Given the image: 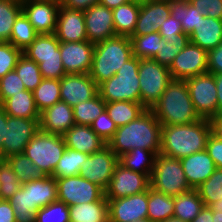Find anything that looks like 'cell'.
Instances as JSON below:
<instances>
[{"instance_id": "e575fe53", "label": "cell", "mask_w": 222, "mask_h": 222, "mask_svg": "<svg viewBox=\"0 0 222 222\" xmlns=\"http://www.w3.org/2000/svg\"><path fill=\"white\" fill-rule=\"evenodd\" d=\"M146 108L137 102L114 101L106 103V111L117 127L135 120Z\"/></svg>"}, {"instance_id": "5b68a950", "label": "cell", "mask_w": 222, "mask_h": 222, "mask_svg": "<svg viewBox=\"0 0 222 222\" xmlns=\"http://www.w3.org/2000/svg\"><path fill=\"white\" fill-rule=\"evenodd\" d=\"M139 59L133 56L114 76L98 85V94L106 102L129 101L141 103Z\"/></svg>"}, {"instance_id": "60d3db41", "label": "cell", "mask_w": 222, "mask_h": 222, "mask_svg": "<svg viewBox=\"0 0 222 222\" xmlns=\"http://www.w3.org/2000/svg\"><path fill=\"white\" fill-rule=\"evenodd\" d=\"M38 33L21 12L15 20L9 42L22 52L35 40Z\"/></svg>"}, {"instance_id": "b9f144b4", "label": "cell", "mask_w": 222, "mask_h": 222, "mask_svg": "<svg viewBox=\"0 0 222 222\" xmlns=\"http://www.w3.org/2000/svg\"><path fill=\"white\" fill-rule=\"evenodd\" d=\"M190 43L189 35L182 33L177 37L162 39L160 51L154 56L153 60L166 67H170L174 58Z\"/></svg>"}, {"instance_id": "be15d7a7", "label": "cell", "mask_w": 222, "mask_h": 222, "mask_svg": "<svg viewBox=\"0 0 222 222\" xmlns=\"http://www.w3.org/2000/svg\"><path fill=\"white\" fill-rule=\"evenodd\" d=\"M216 82L217 101H218V115L222 110V73L213 74Z\"/></svg>"}, {"instance_id": "c3c4849f", "label": "cell", "mask_w": 222, "mask_h": 222, "mask_svg": "<svg viewBox=\"0 0 222 222\" xmlns=\"http://www.w3.org/2000/svg\"><path fill=\"white\" fill-rule=\"evenodd\" d=\"M1 200H8L20 190L22 184L6 160L0 162Z\"/></svg>"}, {"instance_id": "ba28073f", "label": "cell", "mask_w": 222, "mask_h": 222, "mask_svg": "<svg viewBox=\"0 0 222 222\" xmlns=\"http://www.w3.org/2000/svg\"><path fill=\"white\" fill-rule=\"evenodd\" d=\"M139 86L141 104L150 109L162 96L172 80L168 67L153 59H139Z\"/></svg>"}, {"instance_id": "91938a15", "label": "cell", "mask_w": 222, "mask_h": 222, "mask_svg": "<svg viewBox=\"0 0 222 222\" xmlns=\"http://www.w3.org/2000/svg\"><path fill=\"white\" fill-rule=\"evenodd\" d=\"M0 222H16L14 209L8 200H0Z\"/></svg>"}, {"instance_id": "836d02e7", "label": "cell", "mask_w": 222, "mask_h": 222, "mask_svg": "<svg viewBox=\"0 0 222 222\" xmlns=\"http://www.w3.org/2000/svg\"><path fill=\"white\" fill-rule=\"evenodd\" d=\"M59 44L55 33L38 34L22 54L27 58L61 57Z\"/></svg>"}, {"instance_id": "ab89813d", "label": "cell", "mask_w": 222, "mask_h": 222, "mask_svg": "<svg viewBox=\"0 0 222 222\" xmlns=\"http://www.w3.org/2000/svg\"><path fill=\"white\" fill-rule=\"evenodd\" d=\"M106 110V102L97 94L92 99L73 107L75 124L88 125Z\"/></svg>"}, {"instance_id": "8c879c8a", "label": "cell", "mask_w": 222, "mask_h": 222, "mask_svg": "<svg viewBox=\"0 0 222 222\" xmlns=\"http://www.w3.org/2000/svg\"><path fill=\"white\" fill-rule=\"evenodd\" d=\"M133 222H151V221L148 218H146V219L136 220V221H133Z\"/></svg>"}, {"instance_id": "bcb514c9", "label": "cell", "mask_w": 222, "mask_h": 222, "mask_svg": "<svg viewBox=\"0 0 222 222\" xmlns=\"http://www.w3.org/2000/svg\"><path fill=\"white\" fill-rule=\"evenodd\" d=\"M8 201L14 209L16 222H35L36 213L31 211L29 189L22 185Z\"/></svg>"}, {"instance_id": "9a60e30c", "label": "cell", "mask_w": 222, "mask_h": 222, "mask_svg": "<svg viewBox=\"0 0 222 222\" xmlns=\"http://www.w3.org/2000/svg\"><path fill=\"white\" fill-rule=\"evenodd\" d=\"M22 12L38 34L55 33L59 0H21Z\"/></svg>"}, {"instance_id": "2e32d148", "label": "cell", "mask_w": 222, "mask_h": 222, "mask_svg": "<svg viewBox=\"0 0 222 222\" xmlns=\"http://www.w3.org/2000/svg\"><path fill=\"white\" fill-rule=\"evenodd\" d=\"M98 94V85L87 74H66L60 79L61 101L72 108Z\"/></svg>"}, {"instance_id": "94428289", "label": "cell", "mask_w": 222, "mask_h": 222, "mask_svg": "<svg viewBox=\"0 0 222 222\" xmlns=\"http://www.w3.org/2000/svg\"><path fill=\"white\" fill-rule=\"evenodd\" d=\"M212 134L222 140V117L217 115L210 120Z\"/></svg>"}, {"instance_id": "5bb4252c", "label": "cell", "mask_w": 222, "mask_h": 222, "mask_svg": "<svg viewBox=\"0 0 222 222\" xmlns=\"http://www.w3.org/2000/svg\"><path fill=\"white\" fill-rule=\"evenodd\" d=\"M172 79L185 80L208 72V51L189 43L168 68Z\"/></svg>"}, {"instance_id": "f546056e", "label": "cell", "mask_w": 222, "mask_h": 222, "mask_svg": "<svg viewBox=\"0 0 222 222\" xmlns=\"http://www.w3.org/2000/svg\"><path fill=\"white\" fill-rule=\"evenodd\" d=\"M174 213V197L159 192L152 187L148 188L147 218L151 222H162L171 218Z\"/></svg>"}, {"instance_id": "d4e9b609", "label": "cell", "mask_w": 222, "mask_h": 222, "mask_svg": "<svg viewBox=\"0 0 222 222\" xmlns=\"http://www.w3.org/2000/svg\"><path fill=\"white\" fill-rule=\"evenodd\" d=\"M29 189L31 211L37 213L39 209L57 201V183L53 176H43L22 184Z\"/></svg>"}, {"instance_id": "a7ac6f4b", "label": "cell", "mask_w": 222, "mask_h": 222, "mask_svg": "<svg viewBox=\"0 0 222 222\" xmlns=\"http://www.w3.org/2000/svg\"><path fill=\"white\" fill-rule=\"evenodd\" d=\"M213 222H222V212L213 211Z\"/></svg>"}, {"instance_id": "03108f58", "label": "cell", "mask_w": 222, "mask_h": 222, "mask_svg": "<svg viewBox=\"0 0 222 222\" xmlns=\"http://www.w3.org/2000/svg\"><path fill=\"white\" fill-rule=\"evenodd\" d=\"M130 2V0H100L99 4L108 7L109 9H114L120 6L121 4H125Z\"/></svg>"}, {"instance_id": "89a4df30", "label": "cell", "mask_w": 222, "mask_h": 222, "mask_svg": "<svg viewBox=\"0 0 222 222\" xmlns=\"http://www.w3.org/2000/svg\"><path fill=\"white\" fill-rule=\"evenodd\" d=\"M162 222H185V221L180 218L172 216L171 218H168Z\"/></svg>"}, {"instance_id": "e0dca14e", "label": "cell", "mask_w": 222, "mask_h": 222, "mask_svg": "<svg viewBox=\"0 0 222 222\" xmlns=\"http://www.w3.org/2000/svg\"><path fill=\"white\" fill-rule=\"evenodd\" d=\"M109 206V222H133L147 218L148 190L139 194L107 199Z\"/></svg>"}, {"instance_id": "681fc988", "label": "cell", "mask_w": 222, "mask_h": 222, "mask_svg": "<svg viewBox=\"0 0 222 222\" xmlns=\"http://www.w3.org/2000/svg\"><path fill=\"white\" fill-rule=\"evenodd\" d=\"M22 51L10 42H0V79L16 67Z\"/></svg>"}, {"instance_id": "4316f807", "label": "cell", "mask_w": 222, "mask_h": 222, "mask_svg": "<svg viewBox=\"0 0 222 222\" xmlns=\"http://www.w3.org/2000/svg\"><path fill=\"white\" fill-rule=\"evenodd\" d=\"M70 222H109L105 195L98 201L69 206Z\"/></svg>"}, {"instance_id": "1f68e13d", "label": "cell", "mask_w": 222, "mask_h": 222, "mask_svg": "<svg viewBox=\"0 0 222 222\" xmlns=\"http://www.w3.org/2000/svg\"><path fill=\"white\" fill-rule=\"evenodd\" d=\"M156 154L140 148L133 149L118 157V163L126 169L151 175L154 168Z\"/></svg>"}, {"instance_id": "2644e50d", "label": "cell", "mask_w": 222, "mask_h": 222, "mask_svg": "<svg viewBox=\"0 0 222 222\" xmlns=\"http://www.w3.org/2000/svg\"><path fill=\"white\" fill-rule=\"evenodd\" d=\"M132 2H136L138 4H144V3H148L150 1H154V0H130Z\"/></svg>"}, {"instance_id": "9c48e42d", "label": "cell", "mask_w": 222, "mask_h": 222, "mask_svg": "<svg viewBox=\"0 0 222 222\" xmlns=\"http://www.w3.org/2000/svg\"><path fill=\"white\" fill-rule=\"evenodd\" d=\"M196 113L210 120L218 115L217 90L214 75L206 72L185 79Z\"/></svg>"}, {"instance_id": "7dc6e473", "label": "cell", "mask_w": 222, "mask_h": 222, "mask_svg": "<svg viewBox=\"0 0 222 222\" xmlns=\"http://www.w3.org/2000/svg\"><path fill=\"white\" fill-rule=\"evenodd\" d=\"M35 222H70L69 206L54 201L37 211Z\"/></svg>"}, {"instance_id": "f5cc1de1", "label": "cell", "mask_w": 222, "mask_h": 222, "mask_svg": "<svg viewBox=\"0 0 222 222\" xmlns=\"http://www.w3.org/2000/svg\"><path fill=\"white\" fill-rule=\"evenodd\" d=\"M91 129L106 143L113 137L117 126L109 117L107 111H103L90 125Z\"/></svg>"}, {"instance_id": "753ad0ef", "label": "cell", "mask_w": 222, "mask_h": 222, "mask_svg": "<svg viewBox=\"0 0 222 222\" xmlns=\"http://www.w3.org/2000/svg\"><path fill=\"white\" fill-rule=\"evenodd\" d=\"M0 200H1V181H0Z\"/></svg>"}, {"instance_id": "f1b7e54d", "label": "cell", "mask_w": 222, "mask_h": 222, "mask_svg": "<svg viewBox=\"0 0 222 222\" xmlns=\"http://www.w3.org/2000/svg\"><path fill=\"white\" fill-rule=\"evenodd\" d=\"M141 4L128 2L112 9L117 36L131 37L135 31Z\"/></svg>"}, {"instance_id": "52a82bcc", "label": "cell", "mask_w": 222, "mask_h": 222, "mask_svg": "<svg viewBox=\"0 0 222 222\" xmlns=\"http://www.w3.org/2000/svg\"><path fill=\"white\" fill-rule=\"evenodd\" d=\"M150 187L172 197L192 190L184 174L180 159L161 153L155 157Z\"/></svg>"}, {"instance_id": "30bf717a", "label": "cell", "mask_w": 222, "mask_h": 222, "mask_svg": "<svg viewBox=\"0 0 222 222\" xmlns=\"http://www.w3.org/2000/svg\"><path fill=\"white\" fill-rule=\"evenodd\" d=\"M39 122L40 119L7 116L5 137L3 138V145L0 150L2 160L24 152L27 144L40 130Z\"/></svg>"}, {"instance_id": "277c9868", "label": "cell", "mask_w": 222, "mask_h": 222, "mask_svg": "<svg viewBox=\"0 0 222 222\" xmlns=\"http://www.w3.org/2000/svg\"><path fill=\"white\" fill-rule=\"evenodd\" d=\"M133 57L130 37L115 36L95 44L90 77L97 85L110 79Z\"/></svg>"}, {"instance_id": "6f0895ef", "label": "cell", "mask_w": 222, "mask_h": 222, "mask_svg": "<svg viewBox=\"0 0 222 222\" xmlns=\"http://www.w3.org/2000/svg\"><path fill=\"white\" fill-rule=\"evenodd\" d=\"M208 72L222 73V42L216 48L208 51Z\"/></svg>"}, {"instance_id": "7bdbcfd3", "label": "cell", "mask_w": 222, "mask_h": 222, "mask_svg": "<svg viewBox=\"0 0 222 222\" xmlns=\"http://www.w3.org/2000/svg\"><path fill=\"white\" fill-rule=\"evenodd\" d=\"M5 160L12 167L21 184L40 179L44 176L24 153L9 156Z\"/></svg>"}, {"instance_id": "8992f818", "label": "cell", "mask_w": 222, "mask_h": 222, "mask_svg": "<svg viewBox=\"0 0 222 222\" xmlns=\"http://www.w3.org/2000/svg\"><path fill=\"white\" fill-rule=\"evenodd\" d=\"M65 150L63 136L39 130L27 144L23 153L44 176H52Z\"/></svg>"}, {"instance_id": "8fae6325", "label": "cell", "mask_w": 222, "mask_h": 222, "mask_svg": "<svg viewBox=\"0 0 222 222\" xmlns=\"http://www.w3.org/2000/svg\"><path fill=\"white\" fill-rule=\"evenodd\" d=\"M58 201L68 206L100 200L105 191L80 175L67 178H55Z\"/></svg>"}, {"instance_id": "11a10c76", "label": "cell", "mask_w": 222, "mask_h": 222, "mask_svg": "<svg viewBox=\"0 0 222 222\" xmlns=\"http://www.w3.org/2000/svg\"><path fill=\"white\" fill-rule=\"evenodd\" d=\"M159 33L164 40H169V38L177 37V34H182L184 32L181 22L170 15L168 19L161 25Z\"/></svg>"}, {"instance_id": "484cf974", "label": "cell", "mask_w": 222, "mask_h": 222, "mask_svg": "<svg viewBox=\"0 0 222 222\" xmlns=\"http://www.w3.org/2000/svg\"><path fill=\"white\" fill-rule=\"evenodd\" d=\"M189 37L191 43L206 51L216 48L222 42V20L209 16L200 18Z\"/></svg>"}, {"instance_id": "f35d334b", "label": "cell", "mask_w": 222, "mask_h": 222, "mask_svg": "<svg viewBox=\"0 0 222 222\" xmlns=\"http://www.w3.org/2000/svg\"><path fill=\"white\" fill-rule=\"evenodd\" d=\"M21 12V0H0V42H9L15 20Z\"/></svg>"}, {"instance_id": "44dd1931", "label": "cell", "mask_w": 222, "mask_h": 222, "mask_svg": "<svg viewBox=\"0 0 222 222\" xmlns=\"http://www.w3.org/2000/svg\"><path fill=\"white\" fill-rule=\"evenodd\" d=\"M170 15L169 1L154 0L141 4L136 28L132 36L159 32L161 25Z\"/></svg>"}, {"instance_id": "603a6c76", "label": "cell", "mask_w": 222, "mask_h": 222, "mask_svg": "<svg viewBox=\"0 0 222 222\" xmlns=\"http://www.w3.org/2000/svg\"><path fill=\"white\" fill-rule=\"evenodd\" d=\"M186 179L192 189H196L217 169L207 150L193 153L180 159Z\"/></svg>"}, {"instance_id": "e7e4bbea", "label": "cell", "mask_w": 222, "mask_h": 222, "mask_svg": "<svg viewBox=\"0 0 222 222\" xmlns=\"http://www.w3.org/2000/svg\"><path fill=\"white\" fill-rule=\"evenodd\" d=\"M7 116L8 114L0 106V150L2 149L3 138L5 137V126L7 124Z\"/></svg>"}, {"instance_id": "cb8c5ba5", "label": "cell", "mask_w": 222, "mask_h": 222, "mask_svg": "<svg viewBox=\"0 0 222 222\" xmlns=\"http://www.w3.org/2000/svg\"><path fill=\"white\" fill-rule=\"evenodd\" d=\"M66 148H70L86 154L100 151L107 143L102 140L88 125L74 124L63 135Z\"/></svg>"}, {"instance_id": "4fadbf2b", "label": "cell", "mask_w": 222, "mask_h": 222, "mask_svg": "<svg viewBox=\"0 0 222 222\" xmlns=\"http://www.w3.org/2000/svg\"><path fill=\"white\" fill-rule=\"evenodd\" d=\"M150 177L126 169L118 163L105 190V198L118 199L145 192L150 187Z\"/></svg>"}, {"instance_id": "680465c9", "label": "cell", "mask_w": 222, "mask_h": 222, "mask_svg": "<svg viewBox=\"0 0 222 222\" xmlns=\"http://www.w3.org/2000/svg\"><path fill=\"white\" fill-rule=\"evenodd\" d=\"M60 5L77 11H85L93 5L99 4L100 0H59Z\"/></svg>"}, {"instance_id": "83f0119b", "label": "cell", "mask_w": 222, "mask_h": 222, "mask_svg": "<svg viewBox=\"0 0 222 222\" xmlns=\"http://www.w3.org/2000/svg\"><path fill=\"white\" fill-rule=\"evenodd\" d=\"M0 106L12 117L40 119V112L36 108L33 92L28 90L14 94L12 97L6 99Z\"/></svg>"}, {"instance_id": "f907efd6", "label": "cell", "mask_w": 222, "mask_h": 222, "mask_svg": "<svg viewBox=\"0 0 222 222\" xmlns=\"http://www.w3.org/2000/svg\"><path fill=\"white\" fill-rule=\"evenodd\" d=\"M38 64L43 78L61 79L66 75L61 57L28 58Z\"/></svg>"}, {"instance_id": "7a4b0ae2", "label": "cell", "mask_w": 222, "mask_h": 222, "mask_svg": "<svg viewBox=\"0 0 222 222\" xmlns=\"http://www.w3.org/2000/svg\"><path fill=\"white\" fill-rule=\"evenodd\" d=\"M208 119L182 125H162L160 153L181 159L206 149L211 135Z\"/></svg>"}, {"instance_id": "8d00e7d4", "label": "cell", "mask_w": 222, "mask_h": 222, "mask_svg": "<svg viewBox=\"0 0 222 222\" xmlns=\"http://www.w3.org/2000/svg\"><path fill=\"white\" fill-rule=\"evenodd\" d=\"M89 154L66 148L53 172L55 178H67L80 175L82 163L87 160Z\"/></svg>"}, {"instance_id": "3957f363", "label": "cell", "mask_w": 222, "mask_h": 222, "mask_svg": "<svg viewBox=\"0 0 222 222\" xmlns=\"http://www.w3.org/2000/svg\"><path fill=\"white\" fill-rule=\"evenodd\" d=\"M161 125H182L201 118L196 113L185 80L172 79L150 108Z\"/></svg>"}, {"instance_id": "d590c367", "label": "cell", "mask_w": 222, "mask_h": 222, "mask_svg": "<svg viewBox=\"0 0 222 222\" xmlns=\"http://www.w3.org/2000/svg\"><path fill=\"white\" fill-rule=\"evenodd\" d=\"M33 96L36 108L40 113L55 103L60 102V79L43 78L33 91Z\"/></svg>"}, {"instance_id": "ee69618b", "label": "cell", "mask_w": 222, "mask_h": 222, "mask_svg": "<svg viewBox=\"0 0 222 222\" xmlns=\"http://www.w3.org/2000/svg\"><path fill=\"white\" fill-rule=\"evenodd\" d=\"M14 70L24 83L26 90L31 92L35 90L43 79L38 64L23 54L17 60Z\"/></svg>"}, {"instance_id": "6da1fadb", "label": "cell", "mask_w": 222, "mask_h": 222, "mask_svg": "<svg viewBox=\"0 0 222 222\" xmlns=\"http://www.w3.org/2000/svg\"><path fill=\"white\" fill-rule=\"evenodd\" d=\"M161 128L151 109H146L130 123L117 127L107 146L119 157L133 149L140 148L154 152L161 149Z\"/></svg>"}, {"instance_id": "9f6ffc18", "label": "cell", "mask_w": 222, "mask_h": 222, "mask_svg": "<svg viewBox=\"0 0 222 222\" xmlns=\"http://www.w3.org/2000/svg\"><path fill=\"white\" fill-rule=\"evenodd\" d=\"M206 150L216 167L222 169V140L211 133L207 141Z\"/></svg>"}, {"instance_id": "d6986e66", "label": "cell", "mask_w": 222, "mask_h": 222, "mask_svg": "<svg viewBox=\"0 0 222 222\" xmlns=\"http://www.w3.org/2000/svg\"><path fill=\"white\" fill-rule=\"evenodd\" d=\"M87 40L93 44L116 36L112 9L96 4L83 12Z\"/></svg>"}, {"instance_id": "4dcf8cb0", "label": "cell", "mask_w": 222, "mask_h": 222, "mask_svg": "<svg viewBox=\"0 0 222 222\" xmlns=\"http://www.w3.org/2000/svg\"><path fill=\"white\" fill-rule=\"evenodd\" d=\"M204 202L199 197L196 189L174 197L173 216L191 222L204 208Z\"/></svg>"}, {"instance_id": "7402d4cb", "label": "cell", "mask_w": 222, "mask_h": 222, "mask_svg": "<svg viewBox=\"0 0 222 222\" xmlns=\"http://www.w3.org/2000/svg\"><path fill=\"white\" fill-rule=\"evenodd\" d=\"M40 130L63 136L74 124L73 108L65 102H57L40 113Z\"/></svg>"}, {"instance_id": "ac0fdd59", "label": "cell", "mask_w": 222, "mask_h": 222, "mask_svg": "<svg viewBox=\"0 0 222 222\" xmlns=\"http://www.w3.org/2000/svg\"><path fill=\"white\" fill-rule=\"evenodd\" d=\"M95 44L86 41L60 42L61 60L66 74H87L92 66Z\"/></svg>"}, {"instance_id": "74e56055", "label": "cell", "mask_w": 222, "mask_h": 222, "mask_svg": "<svg viewBox=\"0 0 222 222\" xmlns=\"http://www.w3.org/2000/svg\"><path fill=\"white\" fill-rule=\"evenodd\" d=\"M162 36L153 32L142 36H131L133 56L138 59H153L160 51Z\"/></svg>"}, {"instance_id": "003e7915", "label": "cell", "mask_w": 222, "mask_h": 222, "mask_svg": "<svg viewBox=\"0 0 222 222\" xmlns=\"http://www.w3.org/2000/svg\"><path fill=\"white\" fill-rule=\"evenodd\" d=\"M209 208L212 211H219L222 212V199H220L219 201L215 202L214 204L210 205Z\"/></svg>"}, {"instance_id": "7c38bea8", "label": "cell", "mask_w": 222, "mask_h": 222, "mask_svg": "<svg viewBox=\"0 0 222 222\" xmlns=\"http://www.w3.org/2000/svg\"><path fill=\"white\" fill-rule=\"evenodd\" d=\"M118 156L106 145L100 151L90 154L80 168V176L101 187H108Z\"/></svg>"}, {"instance_id": "ffe728a7", "label": "cell", "mask_w": 222, "mask_h": 222, "mask_svg": "<svg viewBox=\"0 0 222 222\" xmlns=\"http://www.w3.org/2000/svg\"><path fill=\"white\" fill-rule=\"evenodd\" d=\"M55 35L60 42H81L87 40L83 11L60 5Z\"/></svg>"}, {"instance_id": "d6a6232c", "label": "cell", "mask_w": 222, "mask_h": 222, "mask_svg": "<svg viewBox=\"0 0 222 222\" xmlns=\"http://www.w3.org/2000/svg\"><path fill=\"white\" fill-rule=\"evenodd\" d=\"M171 15L181 22L183 32L191 35L204 16L188 0H169Z\"/></svg>"}, {"instance_id": "f6af8a7d", "label": "cell", "mask_w": 222, "mask_h": 222, "mask_svg": "<svg viewBox=\"0 0 222 222\" xmlns=\"http://www.w3.org/2000/svg\"><path fill=\"white\" fill-rule=\"evenodd\" d=\"M196 190L206 207L222 199V169L217 168Z\"/></svg>"}, {"instance_id": "6125c7cd", "label": "cell", "mask_w": 222, "mask_h": 222, "mask_svg": "<svg viewBox=\"0 0 222 222\" xmlns=\"http://www.w3.org/2000/svg\"><path fill=\"white\" fill-rule=\"evenodd\" d=\"M191 222H213V211L209 207L204 206Z\"/></svg>"}, {"instance_id": "db71d44e", "label": "cell", "mask_w": 222, "mask_h": 222, "mask_svg": "<svg viewBox=\"0 0 222 222\" xmlns=\"http://www.w3.org/2000/svg\"><path fill=\"white\" fill-rule=\"evenodd\" d=\"M203 16L222 20V0H188Z\"/></svg>"}, {"instance_id": "816d5d0a", "label": "cell", "mask_w": 222, "mask_h": 222, "mask_svg": "<svg viewBox=\"0 0 222 222\" xmlns=\"http://www.w3.org/2000/svg\"><path fill=\"white\" fill-rule=\"evenodd\" d=\"M26 90L24 83L15 70L8 72L0 79V105L14 94Z\"/></svg>"}]
</instances>
